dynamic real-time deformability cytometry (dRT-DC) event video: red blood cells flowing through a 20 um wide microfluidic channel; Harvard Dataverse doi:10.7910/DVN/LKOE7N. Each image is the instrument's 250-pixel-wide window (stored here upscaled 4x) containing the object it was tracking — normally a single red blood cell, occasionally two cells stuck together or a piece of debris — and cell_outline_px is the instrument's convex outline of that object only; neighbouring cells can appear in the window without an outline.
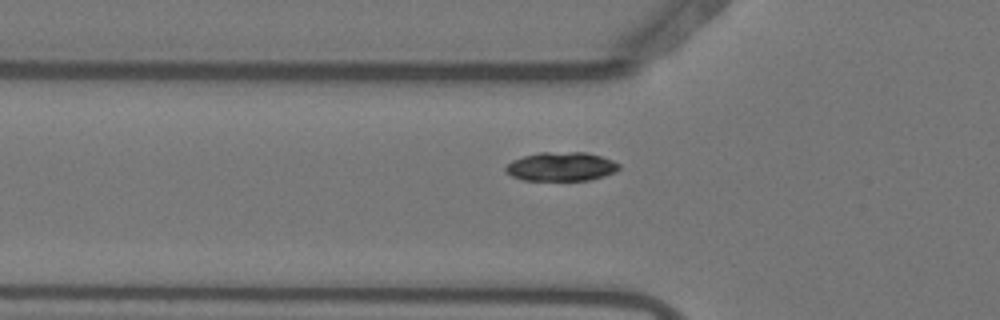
{"species": "Egyptian fruit bat (a non-hibernating species)", "species_latin": "Rousettus aegyptiacus", "temperature_condition": "warm", "stored_images_in_passage": 40, "camera_frame_rate_fps": 3000, "um_per_image_px": 0.085, "animal": {"sex": "female"}, "frame": {"image": 1, "passage_image": 3, "time_ms": 0.667, "image_size_px": [1000, 320], "cell_outline_px": [[620, 168], [616, 172], [592, 180], [524, 180], [512, 176], [504, 172], [504, 168], [512, 160], [524, 156], [540, 152], [584, 152], [600, 156], [612, 160], [620, 164]], "centroid_in_image_um": [47.7, 14.16], "position_along_channel_um": 78.1, "area_um2": 19.19}}
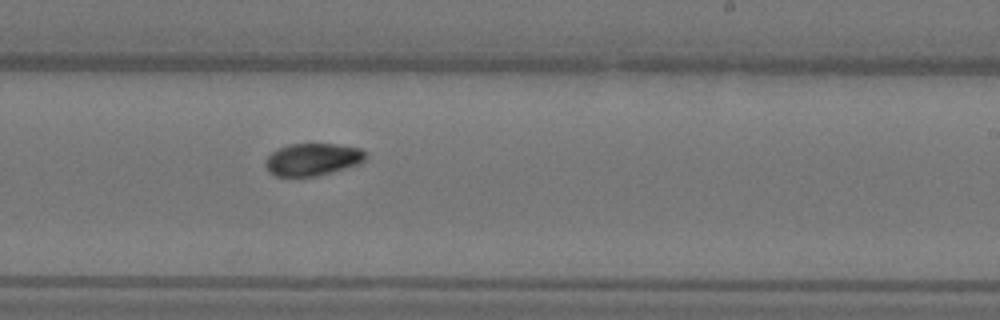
{"frame": {"image": 2, "passage_image": 18, "time_ms": 5.667, "image_size_px": [1000, 320], "cell_outline_px": [[364, 160], [360, 164], [316, 176], [276, 176], [268, 172], [264, 164], [264, 160], [272, 152], [288, 144], [336, 144], [360, 148], [364, 152]], "centroid_in_image_um": [26.53, 13.55], "position_along_channel_um": 262.5, "area_um2": 18.79}}
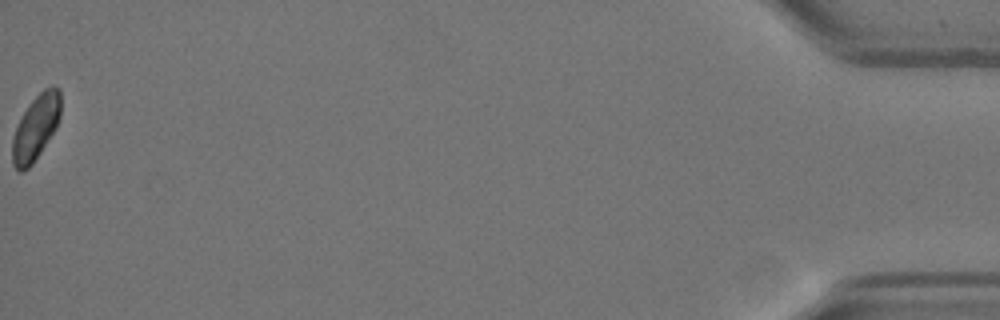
{"frame": {"image": 3, "passage_image": 40, "time_ms": 13.0, "image_size_px": [1000, 320], "cell_outline_px": [[60, 116], [56, 128], [32, 164], [24, 172], [20, 172], [12, 164], [12, 140], [16, 128], [28, 104], [44, 88], [52, 84], [60, 88]], "centroid_in_image_um": [3.05, 10.82], "position_along_channel_um": 432.2, "area_um2": 18.26}, "authors_computed_cell_mechanics": {"area_um2": 18.8139, "velocity_mm_per_s": 3.6726, "shape_relaxation_time_tau1_ms": 2.712, "shape_relaxation_time_tau2_ms": null, "deformation_change_tau1": 0.0754, "deformation_change_tau2": null}}